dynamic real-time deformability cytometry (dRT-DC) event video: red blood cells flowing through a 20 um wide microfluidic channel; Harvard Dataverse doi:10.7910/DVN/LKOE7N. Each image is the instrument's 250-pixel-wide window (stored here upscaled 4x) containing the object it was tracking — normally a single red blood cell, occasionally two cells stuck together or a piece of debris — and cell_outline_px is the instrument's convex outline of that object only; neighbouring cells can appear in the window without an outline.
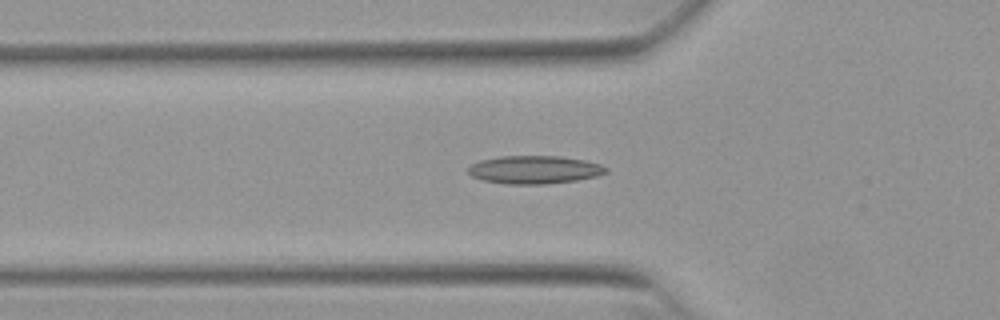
{"species": "Egyptian fruit bat (a non-hibernating species)", "species_latin": "Rousettus aegyptiacus", "temperature_condition": "warm", "stored_images_in_passage": 40, "segment_of_instrument_passage": [1, 2], "camera_frame_rate_fps": 3000, "um_per_image_px": 0.085, "animal": {"sex": "female"}, "frame": {"image": 1, "passage_image": 4, "time_ms": 1.0, "image_size_px": [1000, 320], "cell_outline_px": [[608, 172], [596, 176], [576, 180], [548, 184], [504, 184], [480, 180], [472, 176], [468, 172], [468, 168], [472, 164], [480, 160], [500, 156], [560, 156], [584, 160], [600, 164], [608, 168]], "centroid_in_image_um": [45.41, 14.43], "position_along_channel_um": 80.4, "area_um2": 22.66}}
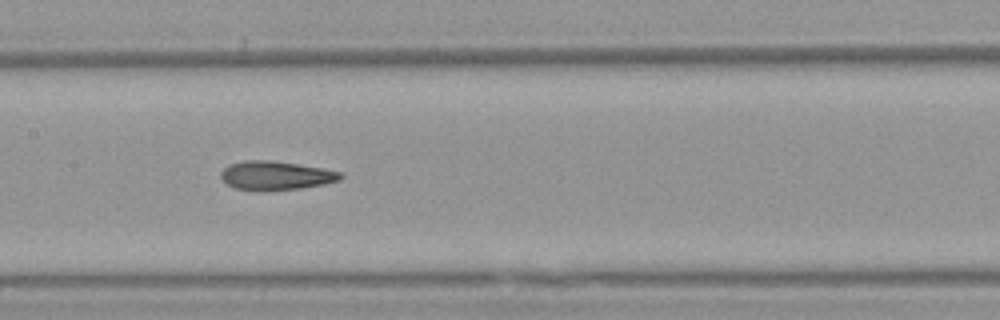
{"frame": {"image": 2, "passage_image": 12, "time_ms": 3.667, "image_size_px": [1000, 320], "cell_outline_px": [[344, 176], [340, 180], [324, 184], [300, 188], [236, 188], [228, 184], [220, 176], [220, 172], [228, 164], [244, 160], [268, 160], [324, 168], [340, 172]], "centroid_in_image_um": [23.47, 14.87], "position_along_channel_um": 183.9, "area_um2": 19.31}}
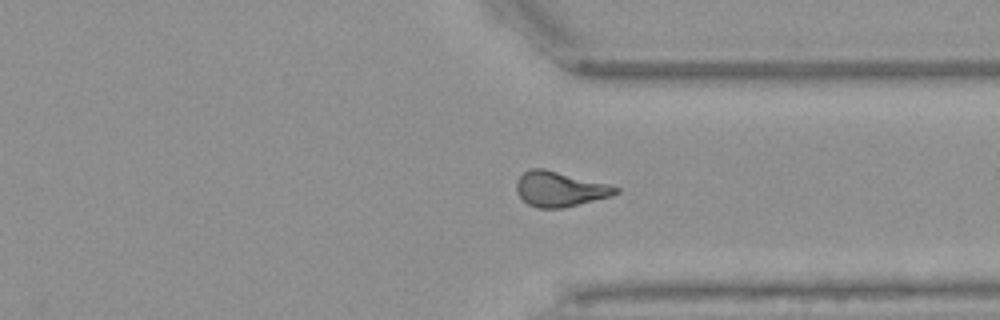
{"frame": {"image": 3, "passage_image": 26, "time_ms": 8.333, "image_size_px": [1000, 320], "cell_outline_px": [[620, 192], [612, 196], [560, 208], [536, 208], [528, 204], [516, 192], [516, 180], [524, 172], [532, 168], [544, 168], [608, 184], [620, 188]], "centroid_in_image_um": [47.57, 16.06], "position_along_channel_um": 363.8, "area_um2": 20.17}}